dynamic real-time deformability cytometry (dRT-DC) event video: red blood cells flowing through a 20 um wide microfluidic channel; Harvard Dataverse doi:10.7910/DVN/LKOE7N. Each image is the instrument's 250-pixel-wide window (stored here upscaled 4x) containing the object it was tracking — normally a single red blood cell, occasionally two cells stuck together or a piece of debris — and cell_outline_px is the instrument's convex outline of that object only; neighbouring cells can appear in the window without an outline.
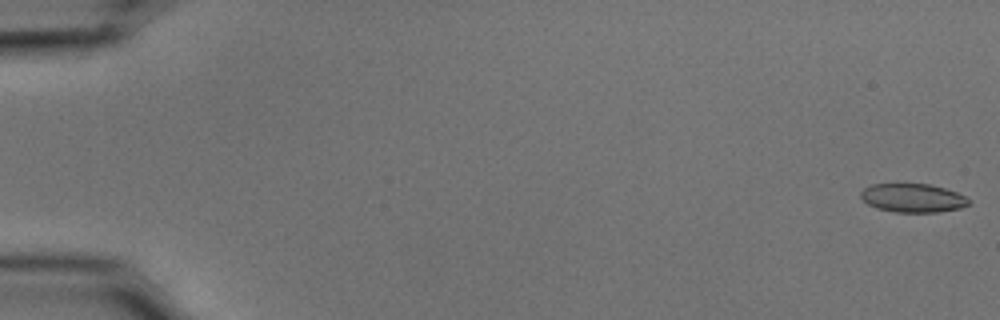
{"species": "common noctule bat (a hibernating species)", "species_latin": "Nyctalus noctula", "temperature_condition": "cold", "stored_images_in_passage": 21, "camera_frame_rate_fps": 3000, "um_per_image_px": 0.085, "animal": {"sex": "male", "body_mass_g": 15.6}, "frame": {"image": 1, "passage_image": 1, "time_ms": 0.0, "image_size_px": [1000, 320], "cell_outline_px": [[968, 204], [960, 208], [936, 212], [896, 212], [876, 208], [868, 204], [860, 196], [860, 192], [864, 188], [872, 184], [928, 184], [944, 188], [956, 192], [964, 196], [968, 200]], "centroid_in_image_um": [77.55, 16.82], "position_along_channel_um": 7.5, "area_um2": 17.8}}
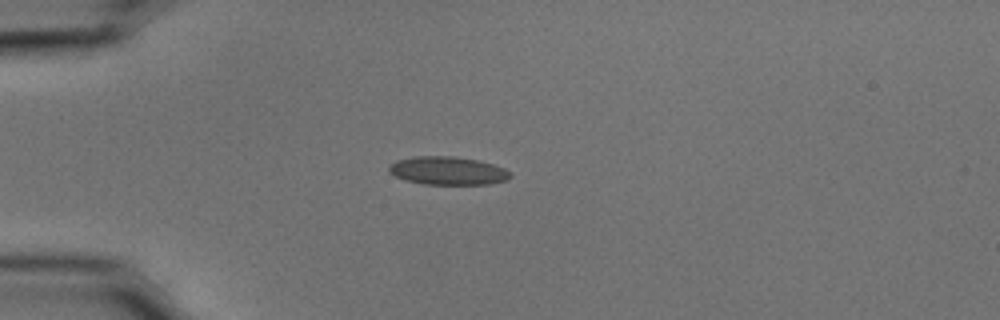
{"frame": {"image": 2, "passage_image": 15, "time_ms": 4.667, "image_size_px": [1000, 320], "cell_outline_px": [[512, 176], [508, 180], [488, 184], [424, 184], [404, 180], [388, 172], [388, 164], [396, 160], [412, 156], [452, 156], [476, 160], [492, 164], [504, 168], [512, 172]], "centroid_in_image_um": [38.04, 14.51], "position_along_channel_um": 47.0, "area_um2": 20.11}}
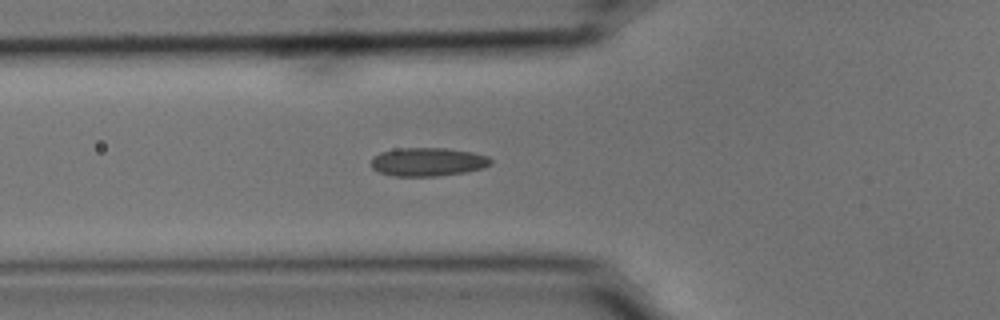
{"frame": {"image": 3, "passage_image": 20, "time_ms": 6.333, "image_size_px": [1000, 320], "cell_outline_px": [[492, 164], [484, 168], [468, 172], [436, 176], [392, 176], [380, 172], [372, 168], [372, 156], [380, 152], [396, 148], [448, 148], [472, 152], [488, 156], [492, 160]], "centroid_in_image_um": [36.39, 13.76], "position_along_channel_um": 89.4, "area_um2": 20.11}}